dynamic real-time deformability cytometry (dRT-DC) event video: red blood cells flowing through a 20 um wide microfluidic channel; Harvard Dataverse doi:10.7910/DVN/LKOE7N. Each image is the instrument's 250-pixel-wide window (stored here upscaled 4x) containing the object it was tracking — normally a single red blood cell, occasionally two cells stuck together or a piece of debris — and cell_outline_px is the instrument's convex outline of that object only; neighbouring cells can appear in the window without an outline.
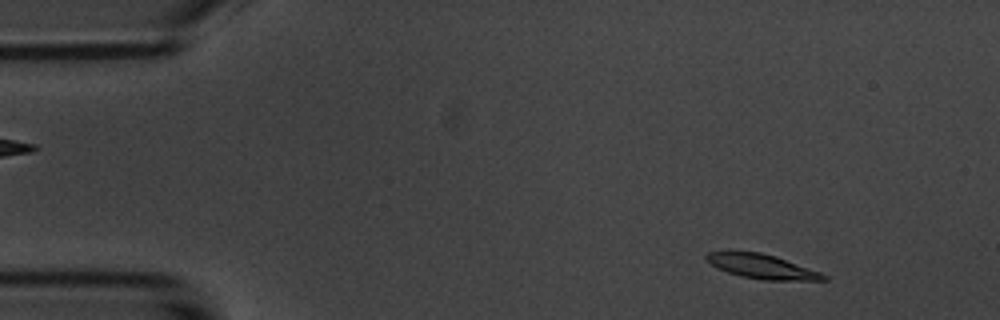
{"species": "common noctule bat (a hibernating species)", "species_latin": "Nyctalus noctula", "temperature_condition": "room temperature", "stored_images_in_passage": 10, "camera_frame_rate_fps": 3000, "um_per_image_px": 0.085, "animal": {"sex": "male", "body_mass_g": 20.1, "forearm_length_mm": 53.5}, "frame": {"image": 1, "passage_image": 2, "time_ms": 1.333, "image_size_px": [1000, 320], "cell_outline_px": [[828, 280], [764, 280], [740, 276], [716, 268], [704, 260], [704, 256], [708, 252], [728, 248], [760, 252], [776, 256], [820, 272], [828, 276]], "centroid_in_image_um": [64.63, 22.6], "position_along_channel_um": 20.4, "area_um2": 17.34}}
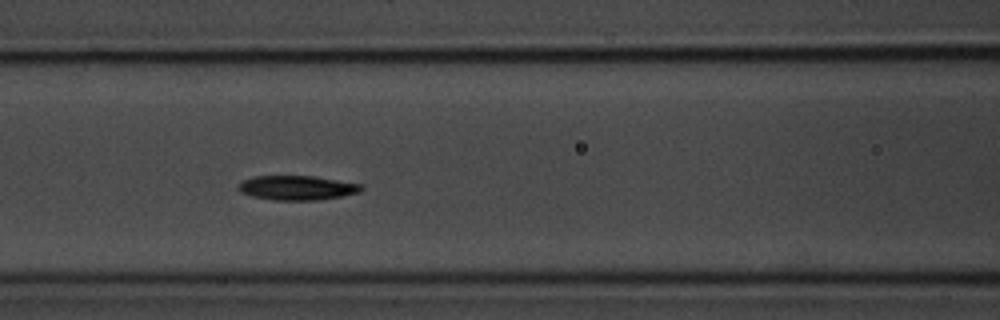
{"frame": {"image": 2, "passage_image": 7, "time_ms": 7.0, "image_size_px": [1000, 320], "cell_outline_px": [[364, 188], [360, 192], [320, 200], [272, 200], [252, 196], [240, 192], [236, 188], [244, 180], [256, 176], [312, 176], [364, 184]], "centroid_in_image_um": [25.27, 15.97], "position_along_channel_um": 141.3, "area_um2": 17.51}}
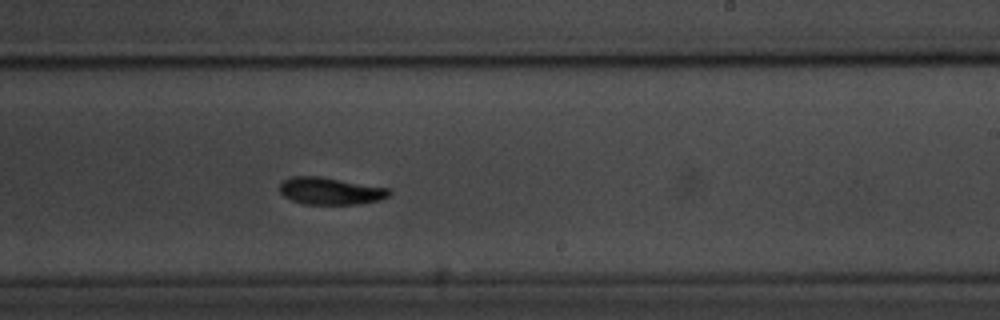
{"frame": {"image": 3, "passage_image": 10, "time_ms": 10.333, "image_size_px": [1000, 320], "cell_outline_px": [[392, 192], [388, 196], [380, 200], [360, 204], [304, 204], [292, 200], [284, 196], [280, 192], [280, 184], [284, 180], [292, 176], [320, 176], [392, 188]], "centroid_in_image_um": [28.13, 16.23], "position_along_channel_um": 260.9, "area_um2": 17.51}}